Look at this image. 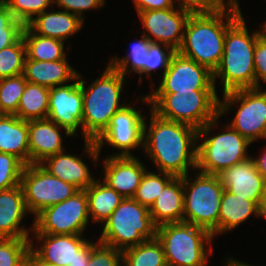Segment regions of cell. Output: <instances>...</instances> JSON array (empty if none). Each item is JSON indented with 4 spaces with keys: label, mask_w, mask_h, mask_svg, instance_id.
Returning <instances> with one entry per match:
<instances>
[{
    "label": "cell",
    "mask_w": 266,
    "mask_h": 266,
    "mask_svg": "<svg viewBox=\"0 0 266 266\" xmlns=\"http://www.w3.org/2000/svg\"><path fill=\"white\" fill-rule=\"evenodd\" d=\"M183 177H174L160 192L149 209L153 224L158 227L168 223L183 222Z\"/></svg>",
    "instance_id": "cell-24"
},
{
    "label": "cell",
    "mask_w": 266,
    "mask_h": 266,
    "mask_svg": "<svg viewBox=\"0 0 266 266\" xmlns=\"http://www.w3.org/2000/svg\"><path fill=\"white\" fill-rule=\"evenodd\" d=\"M260 216L266 218V179L264 182L262 198L259 204Z\"/></svg>",
    "instance_id": "cell-48"
},
{
    "label": "cell",
    "mask_w": 266,
    "mask_h": 266,
    "mask_svg": "<svg viewBox=\"0 0 266 266\" xmlns=\"http://www.w3.org/2000/svg\"><path fill=\"white\" fill-rule=\"evenodd\" d=\"M83 116V94L78 77L73 83L50 88L47 119L76 136Z\"/></svg>",
    "instance_id": "cell-16"
},
{
    "label": "cell",
    "mask_w": 266,
    "mask_h": 266,
    "mask_svg": "<svg viewBox=\"0 0 266 266\" xmlns=\"http://www.w3.org/2000/svg\"><path fill=\"white\" fill-rule=\"evenodd\" d=\"M148 123L145 120L143 150L157 171L183 177L189 168L196 170V128L161 118L152 110Z\"/></svg>",
    "instance_id": "cell-1"
},
{
    "label": "cell",
    "mask_w": 266,
    "mask_h": 266,
    "mask_svg": "<svg viewBox=\"0 0 266 266\" xmlns=\"http://www.w3.org/2000/svg\"><path fill=\"white\" fill-rule=\"evenodd\" d=\"M156 238L163 247L167 266H206L213 252L209 246L213 235L186 222L156 227Z\"/></svg>",
    "instance_id": "cell-8"
},
{
    "label": "cell",
    "mask_w": 266,
    "mask_h": 266,
    "mask_svg": "<svg viewBox=\"0 0 266 266\" xmlns=\"http://www.w3.org/2000/svg\"><path fill=\"white\" fill-rule=\"evenodd\" d=\"M137 14L145 30L143 34L150 42L166 44L175 51L180 48L184 27L190 16L188 12L174 6L164 10L141 11Z\"/></svg>",
    "instance_id": "cell-15"
},
{
    "label": "cell",
    "mask_w": 266,
    "mask_h": 266,
    "mask_svg": "<svg viewBox=\"0 0 266 266\" xmlns=\"http://www.w3.org/2000/svg\"><path fill=\"white\" fill-rule=\"evenodd\" d=\"M21 266H36L35 262L29 258L25 263H23Z\"/></svg>",
    "instance_id": "cell-51"
},
{
    "label": "cell",
    "mask_w": 266,
    "mask_h": 266,
    "mask_svg": "<svg viewBox=\"0 0 266 266\" xmlns=\"http://www.w3.org/2000/svg\"><path fill=\"white\" fill-rule=\"evenodd\" d=\"M36 266H53V265H46V264H35Z\"/></svg>",
    "instance_id": "cell-53"
},
{
    "label": "cell",
    "mask_w": 266,
    "mask_h": 266,
    "mask_svg": "<svg viewBox=\"0 0 266 266\" xmlns=\"http://www.w3.org/2000/svg\"><path fill=\"white\" fill-rule=\"evenodd\" d=\"M85 192L88 197L89 216L96 223H104L124 199L100 179H96Z\"/></svg>",
    "instance_id": "cell-28"
},
{
    "label": "cell",
    "mask_w": 266,
    "mask_h": 266,
    "mask_svg": "<svg viewBox=\"0 0 266 266\" xmlns=\"http://www.w3.org/2000/svg\"><path fill=\"white\" fill-rule=\"evenodd\" d=\"M23 74L0 79V105L5 114H15L25 90Z\"/></svg>",
    "instance_id": "cell-36"
},
{
    "label": "cell",
    "mask_w": 266,
    "mask_h": 266,
    "mask_svg": "<svg viewBox=\"0 0 266 266\" xmlns=\"http://www.w3.org/2000/svg\"><path fill=\"white\" fill-rule=\"evenodd\" d=\"M102 228L98 241L121 251L156 237L149 209L134 198H124Z\"/></svg>",
    "instance_id": "cell-7"
},
{
    "label": "cell",
    "mask_w": 266,
    "mask_h": 266,
    "mask_svg": "<svg viewBox=\"0 0 266 266\" xmlns=\"http://www.w3.org/2000/svg\"><path fill=\"white\" fill-rule=\"evenodd\" d=\"M263 154L253 160L256 164L258 172L266 179V150L262 152Z\"/></svg>",
    "instance_id": "cell-47"
},
{
    "label": "cell",
    "mask_w": 266,
    "mask_h": 266,
    "mask_svg": "<svg viewBox=\"0 0 266 266\" xmlns=\"http://www.w3.org/2000/svg\"><path fill=\"white\" fill-rule=\"evenodd\" d=\"M40 165L51 175L76 186L79 190H85L96 180L80 157L65 151L46 158Z\"/></svg>",
    "instance_id": "cell-23"
},
{
    "label": "cell",
    "mask_w": 266,
    "mask_h": 266,
    "mask_svg": "<svg viewBox=\"0 0 266 266\" xmlns=\"http://www.w3.org/2000/svg\"><path fill=\"white\" fill-rule=\"evenodd\" d=\"M174 177V175L169 173L158 171L157 174L155 172L147 170L143 175L141 183L133 198L141 205L150 209L160 192H162L163 188Z\"/></svg>",
    "instance_id": "cell-33"
},
{
    "label": "cell",
    "mask_w": 266,
    "mask_h": 266,
    "mask_svg": "<svg viewBox=\"0 0 266 266\" xmlns=\"http://www.w3.org/2000/svg\"><path fill=\"white\" fill-rule=\"evenodd\" d=\"M13 17L27 25L35 15L43 13L54 4V0H4Z\"/></svg>",
    "instance_id": "cell-37"
},
{
    "label": "cell",
    "mask_w": 266,
    "mask_h": 266,
    "mask_svg": "<svg viewBox=\"0 0 266 266\" xmlns=\"http://www.w3.org/2000/svg\"><path fill=\"white\" fill-rule=\"evenodd\" d=\"M24 25L16 20L6 2L0 0V50L14 44L21 36Z\"/></svg>",
    "instance_id": "cell-38"
},
{
    "label": "cell",
    "mask_w": 266,
    "mask_h": 266,
    "mask_svg": "<svg viewBox=\"0 0 266 266\" xmlns=\"http://www.w3.org/2000/svg\"><path fill=\"white\" fill-rule=\"evenodd\" d=\"M218 176L228 192L260 203L265 178L258 172L253 157L223 170Z\"/></svg>",
    "instance_id": "cell-19"
},
{
    "label": "cell",
    "mask_w": 266,
    "mask_h": 266,
    "mask_svg": "<svg viewBox=\"0 0 266 266\" xmlns=\"http://www.w3.org/2000/svg\"><path fill=\"white\" fill-rule=\"evenodd\" d=\"M35 17L27 24L35 34L63 42L80 31L84 22L79 16L65 10H47Z\"/></svg>",
    "instance_id": "cell-25"
},
{
    "label": "cell",
    "mask_w": 266,
    "mask_h": 266,
    "mask_svg": "<svg viewBox=\"0 0 266 266\" xmlns=\"http://www.w3.org/2000/svg\"><path fill=\"white\" fill-rule=\"evenodd\" d=\"M29 213L21 185L0 190V238H29V230L20 226Z\"/></svg>",
    "instance_id": "cell-21"
},
{
    "label": "cell",
    "mask_w": 266,
    "mask_h": 266,
    "mask_svg": "<svg viewBox=\"0 0 266 266\" xmlns=\"http://www.w3.org/2000/svg\"><path fill=\"white\" fill-rule=\"evenodd\" d=\"M175 52L176 51L172 47L166 44L151 43L145 63V74L148 78L150 77L151 79V73L159 68H163V76L169 67L171 58Z\"/></svg>",
    "instance_id": "cell-40"
},
{
    "label": "cell",
    "mask_w": 266,
    "mask_h": 266,
    "mask_svg": "<svg viewBox=\"0 0 266 266\" xmlns=\"http://www.w3.org/2000/svg\"><path fill=\"white\" fill-rule=\"evenodd\" d=\"M138 12L147 10H164L176 6L174 0H133Z\"/></svg>",
    "instance_id": "cell-45"
},
{
    "label": "cell",
    "mask_w": 266,
    "mask_h": 266,
    "mask_svg": "<svg viewBox=\"0 0 266 266\" xmlns=\"http://www.w3.org/2000/svg\"><path fill=\"white\" fill-rule=\"evenodd\" d=\"M259 204L224 190L218 218V234L234 230L252 215L260 218Z\"/></svg>",
    "instance_id": "cell-27"
},
{
    "label": "cell",
    "mask_w": 266,
    "mask_h": 266,
    "mask_svg": "<svg viewBox=\"0 0 266 266\" xmlns=\"http://www.w3.org/2000/svg\"><path fill=\"white\" fill-rule=\"evenodd\" d=\"M98 242H91L89 241L83 248H81L77 252V258L76 261L73 263V265L69 266H88V262L90 259V252L91 249L97 244Z\"/></svg>",
    "instance_id": "cell-46"
},
{
    "label": "cell",
    "mask_w": 266,
    "mask_h": 266,
    "mask_svg": "<svg viewBox=\"0 0 266 266\" xmlns=\"http://www.w3.org/2000/svg\"><path fill=\"white\" fill-rule=\"evenodd\" d=\"M82 77L79 74L83 94L82 133L85 140L96 141L108 128L112 117L126 105H121L120 96L127 78L109 64L88 88Z\"/></svg>",
    "instance_id": "cell-4"
},
{
    "label": "cell",
    "mask_w": 266,
    "mask_h": 266,
    "mask_svg": "<svg viewBox=\"0 0 266 266\" xmlns=\"http://www.w3.org/2000/svg\"><path fill=\"white\" fill-rule=\"evenodd\" d=\"M0 153H9L29 165L28 121L14 114L0 118Z\"/></svg>",
    "instance_id": "cell-26"
},
{
    "label": "cell",
    "mask_w": 266,
    "mask_h": 266,
    "mask_svg": "<svg viewBox=\"0 0 266 266\" xmlns=\"http://www.w3.org/2000/svg\"><path fill=\"white\" fill-rule=\"evenodd\" d=\"M25 164L15 155L0 153V190L20 185Z\"/></svg>",
    "instance_id": "cell-39"
},
{
    "label": "cell",
    "mask_w": 266,
    "mask_h": 266,
    "mask_svg": "<svg viewBox=\"0 0 266 266\" xmlns=\"http://www.w3.org/2000/svg\"><path fill=\"white\" fill-rule=\"evenodd\" d=\"M159 117L190 125L197 130L219 116L216 90L150 93L140 97Z\"/></svg>",
    "instance_id": "cell-5"
},
{
    "label": "cell",
    "mask_w": 266,
    "mask_h": 266,
    "mask_svg": "<svg viewBox=\"0 0 266 266\" xmlns=\"http://www.w3.org/2000/svg\"><path fill=\"white\" fill-rule=\"evenodd\" d=\"M79 72L69 64L67 57L57 61H36L26 56L23 76L27 82L48 88L61 86L74 81Z\"/></svg>",
    "instance_id": "cell-22"
},
{
    "label": "cell",
    "mask_w": 266,
    "mask_h": 266,
    "mask_svg": "<svg viewBox=\"0 0 266 266\" xmlns=\"http://www.w3.org/2000/svg\"><path fill=\"white\" fill-rule=\"evenodd\" d=\"M255 88L262 87L260 82L266 83V38H257L254 50Z\"/></svg>",
    "instance_id": "cell-44"
},
{
    "label": "cell",
    "mask_w": 266,
    "mask_h": 266,
    "mask_svg": "<svg viewBox=\"0 0 266 266\" xmlns=\"http://www.w3.org/2000/svg\"><path fill=\"white\" fill-rule=\"evenodd\" d=\"M131 104V105H130ZM125 105L112 117L108 128L96 140H85L84 150L93 164L99 161L100 151L104 142L119 150L112 156H133L132 150L143 148L144 116L133 108L132 103ZM131 150V151H130Z\"/></svg>",
    "instance_id": "cell-10"
},
{
    "label": "cell",
    "mask_w": 266,
    "mask_h": 266,
    "mask_svg": "<svg viewBox=\"0 0 266 266\" xmlns=\"http://www.w3.org/2000/svg\"><path fill=\"white\" fill-rule=\"evenodd\" d=\"M142 38V39H141ZM134 44L130 42V52L122 58L112 57L109 65L115 68L119 73L126 77V73L140 74L139 82H142V74H145V63L147 59L150 42L148 38L142 34ZM134 71V72H133Z\"/></svg>",
    "instance_id": "cell-32"
},
{
    "label": "cell",
    "mask_w": 266,
    "mask_h": 266,
    "mask_svg": "<svg viewBox=\"0 0 266 266\" xmlns=\"http://www.w3.org/2000/svg\"><path fill=\"white\" fill-rule=\"evenodd\" d=\"M105 2V0H54L58 8L75 14L82 20L85 19L83 17L85 11L101 8L105 5Z\"/></svg>",
    "instance_id": "cell-43"
},
{
    "label": "cell",
    "mask_w": 266,
    "mask_h": 266,
    "mask_svg": "<svg viewBox=\"0 0 266 266\" xmlns=\"http://www.w3.org/2000/svg\"><path fill=\"white\" fill-rule=\"evenodd\" d=\"M5 115V112L2 110L1 105H0V118H2Z\"/></svg>",
    "instance_id": "cell-52"
},
{
    "label": "cell",
    "mask_w": 266,
    "mask_h": 266,
    "mask_svg": "<svg viewBox=\"0 0 266 266\" xmlns=\"http://www.w3.org/2000/svg\"><path fill=\"white\" fill-rule=\"evenodd\" d=\"M224 263H226V264H224L225 266H255V265H249L248 263H245V262H240L239 260H235L234 258H231V257H229V258H227V261L226 262H224Z\"/></svg>",
    "instance_id": "cell-49"
},
{
    "label": "cell",
    "mask_w": 266,
    "mask_h": 266,
    "mask_svg": "<svg viewBox=\"0 0 266 266\" xmlns=\"http://www.w3.org/2000/svg\"><path fill=\"white\" fill-rule=\"evenodd\" d=\"M20 185L28 212L35 216L43 209L73 197L80 190L51 175L40 164L25 165Z\"/></svg>",
    "instance_id": "cell-13"
},
{
    "label": "cell",
    "mask_w": 266,
    "mask_h": 266,
    "mask_svg": "<svg viewBox=\"0 0 266 266\" xmlns=\"http://www.w3.org/2000/svg\"><path fill=\"white\" fill-rule=\"evenodd\" d=\"M33 238L41 241V246L35 249L33 240H30V258L35 264L53 266L73 265L77 252L89 242L83 235L34 234Z\"/></svg>",
    "instance_id": "cell-17"
},
{
    "label": "cell",
    "mask_w": 266,
    "mask_h": 266,
    "mask_svg": "<svg viewBox=\"0 0 266 266\" xmlns=\"http://www.w3.org/2000/svg\"><path fill=\"white\" fill-rule=\"evenodd\" d=\"M49 90L48 87L27 82L14 115L26 121L47 119Z\"/></svg>",
    "instance_id": "cell-30"
},
{
    "label": "cell",
    "mask_w": 266,
    "mask_h": 266,
    "mask_svg": "<svg viewBox=\"0 0 266 266\" xmlns=\"http://www.w3.org/2000/svg\"><path fill=\"white\" fill-rule=\"evenodd\" d=\"M159 87L151 93L191 92L216 90L213 72L176 51L162 76Z\"/></svg>",
    "instance_id": "cell-14"
},
{
    "label": "cell",
    "mask_w": 266,
    "mask_h": 266,
    "mask_svg": "<svg viewBox=\"0 0 266 266\" xmlns=\"http://www.w3.org/2000/svg\"><path fill=\"white\" fill-rule=\"evenodd\" d=\"M263 25H261V31L260 32V35L264 38H266V21L264 23H262Z\"/></svg>",
    "instance_id": "cell-50"
},
{
    "label": "cell",
    "mask_w": 266,
    "mask_h": 266,
    "mask_svg": "<svg viewBox=\"0 0 266 266\" xmlns=\"http://www.w3.org/2000/svg\"><path fill=\"white\" fill-rule=\"evenodd\" d=\"M22 37L26 45V56L36 61H57L66 58L64 42L55 38L35 34L24 25Z\"/></svg>",
    "instance_id": "cell-29"
},
{
    "label": "cell",
    "mask_w": 266,
    "mask_h": 266,
    "mask_svg": "<svg viewBox=\"0 0 266 266\" xmlns=\"http://www.w3.org/2000/svg\"><path fill=\"white\" fill-rule=\"evenodd\" d=\"M222 95L219 115L229 112L233 104L240 103L229 125L251 143L266 139V90L262 87L238 89Z\"/></svg>",
    "instance_id": "cell-11"
},
{
    "label": "cell",
    "mask_w": 266,
    "mask_h": 266,
    "mask_svg": "<svg viewBox=\"0 0 266 266\" xmlns=\"http://www.w3.org/2000/svg\"><path fill=\"white\" fill-rule=\"evenodd\" d=\"M241 14L239 2H232L226 9L216 13L190 14L184 27L182 44L177 51L214 72L223 55L227 28Z\"/></svg>",
    "instance_id": "cell-2"
},
{
    "label": "cell",
    "mask_w": 266,
    "mask_h": 266,
    "mask_svg": "<svg viewBox=\"0 0 266 266\" xmlns=\"http://www.w3.org/2000/svg\"><path fill=\"white\" fill-rule=\"evenodd\" d=\"M175 1V0H174ZM177 7L189 14H211L226 9L232 2L238 0H177Z\"/></svg>",
    "instance_id": "cell-42"
},
{
    "label": "cell",
    "mask_w": 266,
    "mask_h": 266,
    "mask_svg": "<svg viewBox=\"0 0 266 266\" xmlns=\"http://www.w3.org/2000/svg\"><path fill=\"white\" fill-rule=\"evenodd\" d=\"M259 36L258 30L249 34L242 14L227 28L223 55L213 72L214 84L221 79L223 93L255 88L253 56Z\"/></svg>",
    "instance_id": "cell-3"
},
{
    "label": "cell",
    "mask_w": 266,
    "mask_h": 266,
    "mask_svg": "<svg viewBox=\"0 0 266 266\" xmlns=\"http://www.w3.org/2000/svg\"><path fill=\"white\" fill-rule=\"evenodd\" d=\"M34 234L83 235L89 221L88 197L80 190L73 197L47 207L34 216Z\"/></svg>",
    "instance_id": "cell-12"
},
{
    "label": "cell",
    "mask_w": 266,
    "mask_h": 266,
    "mask_svg": "<svg viewBox=\"0 0 266 266\" xmlns=\"http://www.w3.org/2000/svg\"><path fill=\"white\" fill-rule=\"evenodd\" d=\"M61 129L65 130V137L73 136L49 119L28 121L29 164H40L46 158L65 150L62 146Z\"/></svg>",
    "instance_id": "cell-20"
},
{
    "label": "cell",
    "mask_w": 266,
    "mask_h": 266,
    "mask_svg": "<svg viewBox=\"0 0 266 266\" xmlns=\"http://www.w3.org/2000/svg\"><path fill=\"white\" fill-rule=\"evenodd\" d=\"M220 117L219 115L204 125L197 133V142L200 138L204 140L197 145L196 171L204 174L218 175L223 170L250 158L247 150L252 143L229 124L222 130L224 132L209 136Z\"/></svg>",
    "instance_id": "cell-6"
},
{
    "label": "cell",
    "mask_w": 266,
    "mask_h": 266,
    "mask_svg": "<svg viewBox=\"0 0 266 266\" xmlns=\"http://www.w3.org/2000/svg\"><path fill=\"white\" fill-rule=\"evenodd\" d=\"M194 176L193 182L188 174L183 176V222L206 229L214 238L218 234L221 197L225 189L218 175L196 172Z\"/></svg>",
    "instance_id": "cell-9"
},
{
    "label": "cell",
    "mask_w": 266,
    "mask_h": 266,
    "mask_svg": "<svg viewBox=\"0 0 266 266\" xmlns=\"http://www.w3.org/2000/svg\"><path fill=\"white\" fill-rule=\"evenodd\" d=\"M31 239L0 238V266H21L30 258Z\"/></svg>",
    "instance_id": "cell-35"
},
{
    "label": "cell",
    "mask_w": 266,
    "mask_h": 266,
    "mask_svg": "<svg viewBox=\"0 0 266 266\" xmlns=\"http://www.w3.org/2000/svg\"><path fill=\"white\" fill-rule=\"evenodd\" d=\"M103 181L124 198H133L147 171L143 162L133 156H108L103 160Z\"/></svg>",
    "instance_id": "cell-18"
},
{
    "label": "cell",
    "mask_w": 266,
    "mask_h": 266,
    "mask_svg": "<svg viewBox=\"0 0 266 266\" xmlns=\"http://www.w3.org/2000/svg\"><path fill=\"white\" fill-rule=\"evenodd\" d=\"M26 45L21 36L14 44L0 50V79L23 74Z\"/></svg>",
    "instance_id": "cell-34"
},
{
    "label": "cell",
    "mask_w": 266,
    "mask_h": 266,
    "mask_svg": "<svg viewBox=\"0 0 266 266\" xmlns=\"http://www.w3.org/2000/svg\"><path fill=\"white\" fill-rule=\"evenodd\" d=\"M123 266H167L165 253L155 237L122 251Z\"/></svg>",
    "instance_id": "cell-31"
},
{
    "label": "cell",
    "mask_w": 266,
    "mask_h": 266,
    "mask_svg": "<svg viewBox=\"0 0 266 266\" xmlns=\"http://www.w3.org/2000/svg\"><path fill=\"white\" fill-rule=\"evenodd\" d=\"M88 266H123L122 251L98 241L91 249Z\"/></svg>",
    "instance_id": "cell-41"
}]
</instances>
